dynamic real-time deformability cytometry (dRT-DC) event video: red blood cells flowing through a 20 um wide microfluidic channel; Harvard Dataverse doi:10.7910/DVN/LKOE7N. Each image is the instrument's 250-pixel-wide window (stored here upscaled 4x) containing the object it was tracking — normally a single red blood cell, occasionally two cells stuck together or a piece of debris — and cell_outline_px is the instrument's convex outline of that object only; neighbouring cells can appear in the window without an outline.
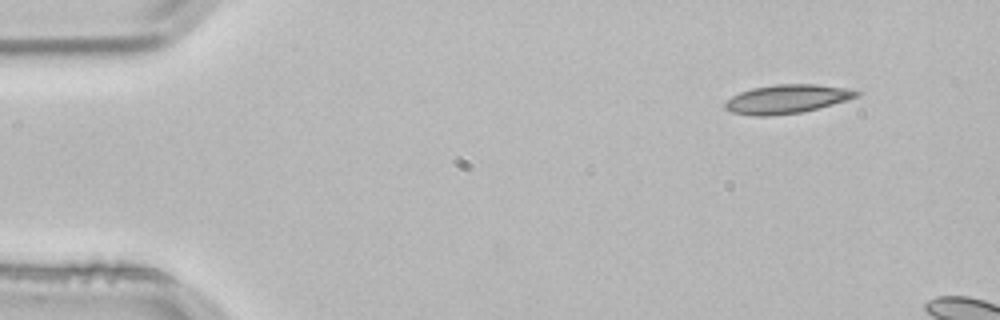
{"species": "common noctule bat (a hibernating species)", "species_latin": "Nyctalus noctula", "temperature_condition": "room temperature", "stored_images_in_passage": 2, "camera_frame_rate_fps": 3000, "um_per_image_px": 0.085, "animal": {"sex": "male", "body_mass_g": 21.5, "forearm_length_mm": 52.0}, "frame": {"image": 1, "passage_image": 1, "time_ms": 0.0, "image_size_px": [1000, 320], "cell_outline_px": [[860, 92], [856, 96], [848, 100], [820, 108], [800, 112], [772, 116], [752, 116], [732, 112], [724, 108], [724, 104], [732, 96], [740, 92], [752, 88], [776, 84], [816, 84], [848, 88]], "centroid_in_image_um": [66.88, 8.42], "position_along_channel_um": 18.1, "area_um2": 22.08}}